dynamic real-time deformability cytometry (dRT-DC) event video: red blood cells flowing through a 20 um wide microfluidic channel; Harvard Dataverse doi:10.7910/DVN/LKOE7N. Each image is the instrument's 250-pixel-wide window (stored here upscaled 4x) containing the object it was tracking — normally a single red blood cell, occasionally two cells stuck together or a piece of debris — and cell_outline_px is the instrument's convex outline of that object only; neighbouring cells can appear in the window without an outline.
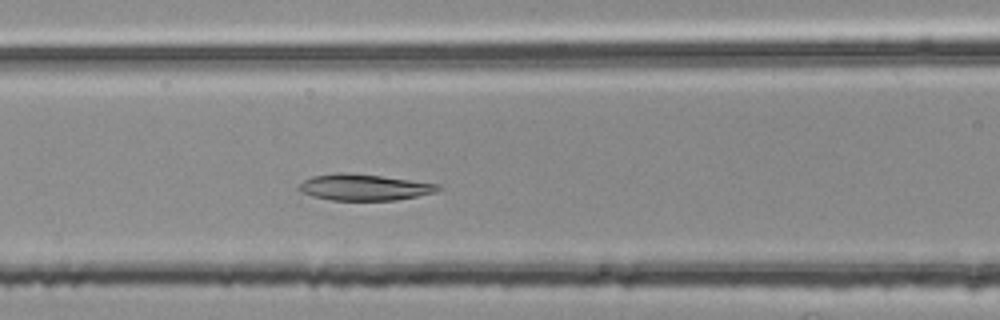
{"species": "common noctule bat (a hibernating species)", "species_latin": "Nyctalus noctula", "temperature_condition": "room temperature", "stored_images_in_passage": 40, "camera_frame_rate_fps": 3000, "um_per_image_px": 0.085, "animal": {"sex": "female", "body_mass_g": 25.1}, "frame": {"image": 1, "passage_image": 12, "time_ms": 3.667, "image_size_px": [1000, 320], "cell_outline_px": [[440, 188], [436, 192], [396, 200], [332, 200], [312, 196], [300, 192], [296, 188], [304, 180], [312, 176], [336, 172], [344, 172], [380, 176], [440, 184]], "centroid_in_image_um": [30.9, 15.91], "position_along_channel_um": 135.7, "area_um2": 21.21}}
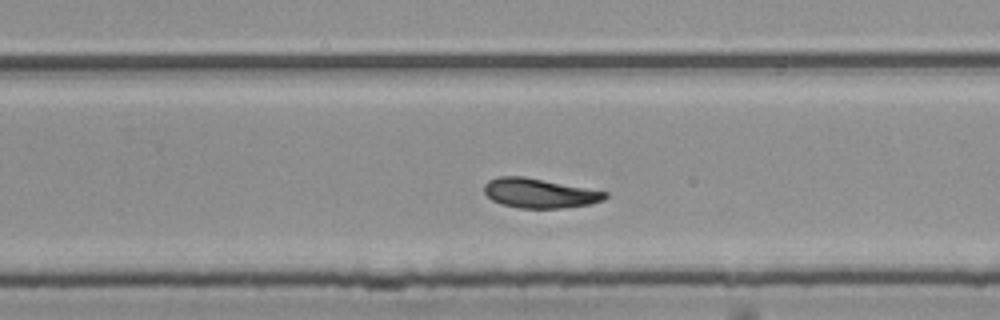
{"frame": {"image": 2, "passage_image": 24, "time_ms": 7.667, "image_size_px": [1000, 320], "cell_outline_px": [[608, 196], [604, 200], [588, 204], [560, 208], [520, 208], [500, 204], [492, 200], [484, 192], [484, 184], [488, 180], [496, 176], [524, 176], [608, 192]], "centroid_in_image_um": [45.82, 16.41], "position_along_channel_um": 284.0, "area_um2": 20.81}}
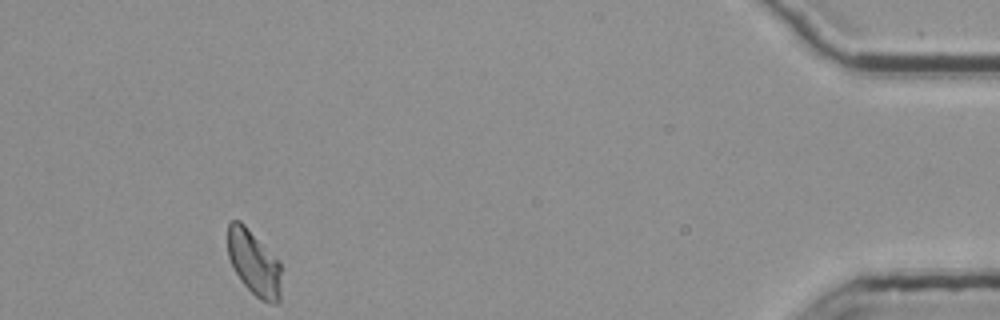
{"frame": {"image": 3, "passage_image": 40, "time_ms": 13.0, "image_size_px": [1000, 320], "cell_outline_px": [[280, 300], [276, 304], [268, 304], [260, 300], [240, 280], [228, 256], [228, 224], [232, 220], [240, 220], [280, 260]], "centroid_in_image_um": [21.6, 22.35], "position_along_channel_um": 413.6, "area_um2": 20.4}, "authors_computed_cell_mechanics": {"area_um2": 21.0103, "velocity_mm_per_s": 3.7199, "shape_relaxation_time_tau1_ms": null, "shape_relaxation_time_tau2_ms": 6.7645, "deformation_change_tau1": null, "deformation_change_tau2": 0.1043}}